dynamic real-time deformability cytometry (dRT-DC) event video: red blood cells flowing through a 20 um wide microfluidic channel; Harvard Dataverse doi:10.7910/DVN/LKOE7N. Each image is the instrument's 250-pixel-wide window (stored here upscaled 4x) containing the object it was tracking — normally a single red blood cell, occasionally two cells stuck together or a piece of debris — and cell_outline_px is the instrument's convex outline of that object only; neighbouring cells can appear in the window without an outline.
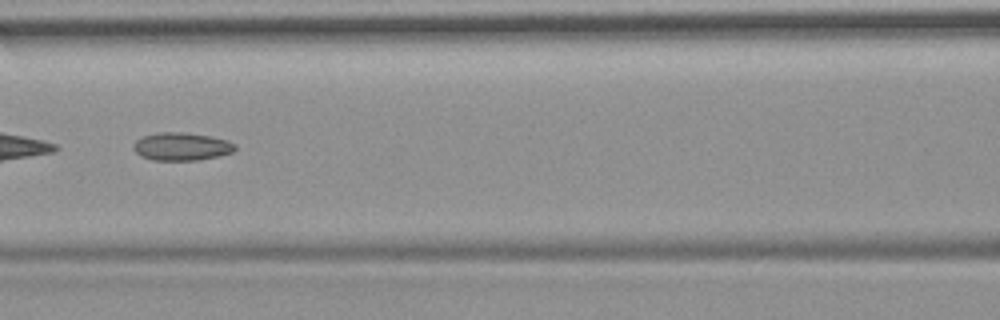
{"species": "common noctule bat (a hibernating species)", "species_latin": "Nyctalus noctula", "temperature_condition": "room temperature", "stored_images_in_passage": 7, "camera_frame_rate_fps": 3000, "um_per_image_px": 0.085, "animal": {"sex": "female", "body_mass_g": 19.9}, "frame": {"image": 1, "passage_image": 7, "time_ms": 7.0, "image_size_px": [1000, 320], "cell_outline_px": [[236, 148], [232, 152], [200, 160], [152, 160], [140, 156], [132, 148], [132, 144], [136, 140], [144, 136], [160, 132], [180, 132], [208, 136], [228, 140], [236, 144]], "centroid_in_image_um": [15.4, 12.46], "position_along_channel_um": 151.2, "area_um2": 16.47}}